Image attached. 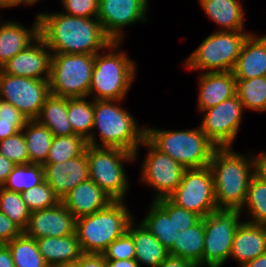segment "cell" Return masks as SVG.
I'll list each match as a JSON object with an SVG mask.
<instances>
[{
	"mask_svg": "<svg viewBox=\"0 0 266 267\" xmlns=\"http://www.w3.org/2000/svg\"><path fill=\"white\" fill-rule=\"evenodd\" d=\"M123 201H112L105 208L76 219L75 233L83 253L102 254L107 247L128 230L133 221Z\"/></svg>",
	"mask_w": 266,
	"mask_h": 267,
	"instance_id": "cell-5",
	"label": "cell"
},
{
	"mask_svg": "<svg viewBox=\"0 0 266 267\" xmlns=\"http://www.w3.org/2000/svg\"><path fill=\"white\" fill-rule=\"evenodd\" d=\"M15 165L16 164L7 159L4 155L0 154V187L6 182Z\"/></svg>",
	"mask_w": 266,
	"mask_h": 267,
	"instance_id": "cell-47",
	"label": "cell"
},
{
	"mask_svg": "<svg viewBox=\"0 0 266 267\" xmlns=\"http://www.w3.org/2000/svg\"><path fill=\"white\" fill-rule=\"evenodd\" d=\"M0 211L22 231L26 229L31 212L19 192L9 191L0 187Z\"/></svg>",
	"mask_w": 266,
	"mask_h": 267,
	"instance_id": "cell-37",
	"label": "cell"
},
{
	"mask_svg": "<svg viewBox=\"0 0 266 267\" xmlns=\"http://www.w3.org/2000/svg\"><path fill=\"white\" fill-rule=\"evenodd\" d=\"M122 41H111L108 53L95 54V64L88 97L93 100H123L136 78V64L119 50Z\"/></svg>",
	"mask_w": 266,
	"mask_h": 267,
	"instance_id": "cell-4",
	"label": "cell"
},
{
	"mask_svg": "<svg viewBox=\"0 0 266 267\" xmlns=\"http://www.w3.org/2000/svg\"><path fill=\"white\" fill-rule=\"evenodd\" d=\"M87 141L80 135L54 136L44 163H59L81 155Z\"/></svg>",
	"mask_w": 266,
	"mask_h": 267,
	"instance_id": "cell-36",
	"label": "cell"
},
{
	"mask_svg": "<svg viewBox=\"0 0 266 267\" xmlns=\"http://www.w3.org/2000/svg\"><path fill=\"white\" fill-rule=\"evenodd\" d=\"M19 131L21 130L14 124V121L0 119V141L15 135Z\"/></svg>",
	"mask_w": 266,
	"mask_h": 267,
	"instance_id": "cell-48",
	"label": "cell"
},
{
	"mask_svg": "<svg viewBox=\"0 0 266 267\" xmlns=\"http://www.w3.org/2000/svg\"><path fill=\"white\" fill-rule=\"evenodd\" d=\"M43 181L44 169L42 164H18L14 166L2 187L9 191L22 193Z\"/></svg>",
	"mask_w": 266,
	"mask_h": 267,
	"instance_id": "cell-35",
	"label": "cell"
},
{
	"mask_svg": "<svg viewBox=\"0 0 266 267\" xmlns=\"http://www.w3.org/2000/svg\"><path fill=\"white\" fill-rule=\"evenodd\" d=\"M251 33L215 31L185 59V68L204 72L232 71L242 45Z\"/></svg>",
	"mask_w": 266,
	"mask_h": 267,
	"instance_id": "cell-8",
	"label": "cell"
},
{
	"mask_svg": "<svg viewBox=\"0 0 266 267\" xmlns=\"http://www.w3.org/2000/svg\"><path fill=\"white\" fill-rule=\"evenodd\" d=\"M76 218L59 202L56 206L30 213L29 222L23 231L34 239L65 237L75 234Z\"/></svg>",
	"mask_w": 266,
	"mask_h": 267,
	"instance_id": "cell-17",
	"label": "cell"
},
{
	"mask_svg": "<svg viewBox=\"0 0 266 267\" xmlns=\"http://www.w3.org/2000/svg\"><path fill=\"white\" fill-rule=\"evenodd\" d=\"M0 154L16 165L29 163L28 149L22 130L0 141Z\"/></svg>",
	"mask_w": 266,
	"mask_h": 267,
	"instance_id": "cell-40",
	"label": "cell"
},
{
	"mask_svg": "<svg viewBox=\"0 0 266 267\" xmlns=\"http://www.w3.org/2000/svg\"><path fill=\"white\" fill-rule=\"evenodd\" d=\"M29 163L43 164L48 156L53 134L37 120H28L23 128Z\"/></svg>",
	"mask_w": 266,
	"mask_h": 267,
	"instance_id": "cell-30",
	"label": "cell"
},
{
	"mask_svg": "<svg viewBox=\"0 0 266 267\" xmlns=\"http://www.w3.org/2000/svg\"><path fill=\"white\" fill-rule=\"evenodd\" d=\"M87 97H67V116L75 134L87 140L94 124L93 99Z\"/></svg>",
	"mask_w": 266,
	"mask_h": 267,
	"instance_id": "cell-31",
	"label": "cell"
},
{
	"mask_svg": "<svg viewBox=\"0 0 266 267\" xmlns=\"http://www.w3.org/2000/svg\"><path fill=\"white\" fill-rule=\"evenodd\" d=\"M107 267H140L135 259L107 260Z\"/></svg>",
	"mask_w": 266,
	"mask_h": 267,
	"instance_id": "cell-51",
	"label": "cell"
},
{
	"mask_svg": "<svg viewBox=\"0 0 266 267\" xmlns=\"http://www.w3.org/2000/svg\"><path fill=\"white\" fill-rule=\"evenodd\" d=\"M23 231L0 211V244H6L19 236Z\"/></svg>",
	"mask_w": 266,
	"mask_h": 267,
	"instance_id": "cell-44",
	"label": "cell"
},
{
	"mask_svg": "<svg viewBox=\"0 0 266 267\" xmlns=\"http://www.w3.org/2000/svg\"><path fill=\"white\" fill-rule=\"evenodd\" d=\"M95 55L52 53L50 94L60 97H88Z\"/></svg>",
	"mask_w": 266,
	"mask_h": 267,
	"instance_id": "cell-9",
	"label": "cell"
},
{
	"mask_svg": "<svg viewBox=\"0 0 266 267\" xmlns=\"http://www.w3.org/2000/svg\"><path fill=\"white\" fill-rule=\"evenodd\" d=\"M129 224L127 232L132 236L135 246V260L149 267H158L168 256L169 252L156 237L140 222Z\"/></svg>",
	"mask_w": 266,
	"mask_h": 267,
	"instance_id": "cell-24",
	"label": "cell"
},
{
	"mask_svg": "<svg viewBox=\"0 0 266 267\" xmlns=\"http://www.w3.org/2000/svg\"><path fill=\"white\" fill-rule=\"evenodd\" d=\"M158 267H198L192 261L169 255Z\"/></svg>",
	"mask_w": 266,
	"mask_h": 267,
	"instance_id": "cell-46",
	"label": "cell"
},
{
	"mask_svg": "<svg viewBox=\"0 0 266 267\" xmlns=\"http://www.w3.org/2000/svg\"><path fill=\"white\" fill-rule=\"evenodd\" d=\"M209 167L218 209L241 210L251 178L257 172V154L244 155L232 147L217 148Z\"/></svg>",
	"mask_w": 266,
	"mask_h": 267,
	"instance_id": "cell-2",
	"label": "cell"
},
{
	"mask_svg": "<svg viewBox=\"0 0 266 267\" xmlns=\"http://www.w3.org/2000/svg\"><path fill=\"white\" fill-rule=\"evenodd\" d=\"M146 138L185 169L209 166L213 153L218 148L199 126L187 130H164L146 126Z\"/></svg>",
	"mask_w": 266,
	"mask_h": 267,
	"instance_id": "cell-6",
	"label": "cell"
},
{
	"mask_svg": "<svg viewBox=\"0 0 266 267\" xmlns=\"http://www.w3.org/2000/svg\"><path fill=\"white\" fill-rule=\"evenodd\" d=\"M121 101L123 100H93L94 124L92 134L86 141L96 147L127 150L137 160L138 149L146 138V127L137 124L134 116L119 105ZM96 129L98 134L94 133Z\"/></svg>",
	"mask_w": 266,
	"mask_h": 267,
	"instance_id": "cell-3",
	"label": "cell"
},
{
	"mask_svg": "<svg viewBox=\"0 0 266 267\" xmlns=\"http://www.w3.org/2000/svg\"><path fill=\"white\" fill-rule=\"evenodd\" d=\"M149 0H99L97 19L112 41H123L127 26L146 22Z\"/></svg>",
	"mask_w": 266,
	"mask_h": 267,
	"instance_id": "cell-15",
	"label": "cell"
},
{
	"mask_svg": "<svg viewBox=\"0 0 266 267\" xmlns=\"http://www.w3.org/2000/svg\"><path fill=\"white\" fill-rule=\"evenodd\" d=\"M266 253V225L242 220L235 232L229 258L242 267L247 262Z\"/></svg>",
	"mask_w": 266,
	"mask_h": 267,
	"instance_id": "cell-19",
	"label": "cell"
},
{
	"mask_svg": "<svg viewBox=\"0 0 266 267\" xmlns=\"http://www.w3.org/2000/svg\"><path fill=\"white\" fill-rule=\"evenodd\" d=\"M35 240L39 252L50 267L76 261L83 254L76 233L65 237H44Z\"/></svg>",
	"mask_w": 266,
	"mask_h": 267,
	"instance_id": "cell-26",
	"label": "cell"
},
{
	"mask_svg": "<svg viewBox=\"0 0 266 267\" xmlns=\"http://www.w3.org/2000/svg\"><path fill=\"white\" fill-rule=\"evenodd\" d=\"M140 146L148 149L141 164L140 182L154 189L153 201L169 197L180 184L185 168L158 150L147 138Z\"/></svg>",
	"mask_w": 266,
	"mask_h": 267,
	"instance_id": "cell-13",
	"label": "cell"
},
{
	"mask_svg": "<svg viewBox=\"0 0 266 267\" xmlns=\"http://www.w3.org/2000/svg\"><path fill=\"white\" fill-rule=\"evenodd\" d=\"M236 94L244 109L257 112L266 111V78L255 77L247 80H236Z\"/></svg>",
	"mask_w": 266,
	"mask_h": 267,
	"instance_id": "cell-34",
	"label": "cell"
},
{
	"mask_svg": "<svg viewBox=\"0 0 266 267\" xmlns=\"http://www.w3.org/2000/svg\"><path fill=\"white\" fill-rule=\"evenodd\" d=\"M241 214L238 209H216L204 218L202 266L222 267L226 263Z\"/></svg>",
	"mask_w": 266,
	"mask_h": 267,
	"instance_id": "cell-10",
	"label": "cell"
},
{
	"mask_svg": "<svg viewBox=\"0 0 266 267\" xmlns=\"http://www.w3.org/2000/svg\"><path fill=\"white\" fill-rule=\"evenodd\" d=\"M243 210L251 217L247 218L248 222L266 225V181L257 172L249 182L246 199L240 211Z\"/></svg>",
	"mask_w": 266,
	"mask_h": 267,
	"instance_id": "cell-33",
	"label": "cell"
},
{
	"mask_svg": "<svg viewBox=\"0 0 266 267\" xmlns=\"http://www.w3.org/2000/svg\"><path fill=\"white\" fill-rule=\"evenodd\" d=\"M232 72L236 80L266 76V35L247 37Z\"/></svg>",
	"mask_w": 266,
	"mask_h": 267,
	"instance_id": "cell-22",
	"label": "cell"
},
{
	"mask_svg": "<svg viewBox=\"0 0 266 267\" xmlns=\"http://www.w3.org/2000/svg\"><path fill=\"white\" fill-rule=\"evenodd\" d=\"M0 21V68L39 36V16L31 28L18 21Z\"/></svg>",
	"mask_w": 266,
	"mask_h": 267,
	"instance_id": "cell-23",
	"label": "cell"
},
{
	"mask_svg": "<svg viewBox=\"0 0 266 267\" xmlns=\"http://www.w3.org/2000/svg\"><path fill=\"white\" fill-rule=\"evenodd\" d=\"M54 267H78V259L73 262L62 263Z\"/></svg>",
	"mask_w": 266,
	"mask_h": 267,
	"instance_id": "cell-54",
	"label": "cell"
},
{
	"mask_svg": "<svg viewBox=\"0 0 266 267\" xmlns=\"http://www.w3.org/2000/svg\"><path fill=\"white\" fill-rule=\"evenodd\" d=\"M102 254L106 260L135 259V246L132 236L126 232L114 240Z\"/></svg>",
	"mask_w": 266,
	"mask_h": 267,
	"instance_id": "cell-41",
	"label": "cell"
},
{
	"mask_svg": "<svg viewBox=\"0 0 266 267\" xmlns=\"http://www.w3.org/2000/svg\"><path fill=\"white\" fill-rule=\"evenodd\" d=\"M149 211L145 218L140 221L166 248L170 249L176 237L178 230L173 222V215H168L155 201L149 205Z\"/></svg>",
	"mask_w": 266,
	"mask_h": 267,
	"instance_id": "cell-29",
	"label": "cell"
},
{
	"mask_svg": "<svg viewBox=\"0 0 266 267\" xmlns=\"http://www.w3.org/2000/svg\"><path fill=\"white\" fill-rule=\"evenodd\" d=\"M15 267H50L38 250L36 240L22 232L7 242Z\"/></svg>",
	"mask_w": 266,
	"mask_h": 267,
	"instance_id": "cell-32",
	"label": "cell"
},
{
	"mask_svg": "<svg viewBox=\"0 0 266 267\" xmlns=\"http://www.w3.org/2000/svg\"><path fill=\"white\" fill-rule=\"evenodd\" d=\"M0 119L14 121V124L23 130L28 119L11 103L0 99Z\"/></svg>",
	"mask_w": 266,
	"mask_h": 267,
	"instance_id": "cell-43",
	"label": "cell"
},
{
	"mask_svg": "<svg viewBox=\"0 0 266 267\" xmlns=\"http://www.w3.org/2000/svg\"><path fill=\"white\" fill-rule=\"evenodd\" d=\"M168 215H173V222L178 231H186L196 225L202 217L193 211L174 204L168 197L155 201Z\"/></svg>",
	"mask_w": 266,
	"mask_h": 267,
	"instance_id": "cell-39",
	"label": "cell"
},
{
	"mask_svg": "<svg viewBox=\"0 0 266 267\" xmlns=\"http://www.w3.org/2000/svg\"><path fill=\"white\" fill-rule=\"evenodd\" d=\"M85 152L89 179L104 190L113 201H123L130 187L124 164L134 162V154L121 148L96 147L89 144Z\"/></svg>",
	"mask_w": 266,
	"mask_h": 267,
	"instance_id": "cell-7",
	"label": "cell"
},
{
	"mask_svg": "<svg viewBox=\"0 0 266 267\" xmlns=\"http://www.w3.org/2000/svg\"><path fill=\"white\" fill-rule=\"evenodd\" d=\"M36 120L47 127L53 136L75 135L67 116V97L50 94Z\"/></svg>",
	"mask_w": 266,
	"mask_h": 267,
	"instance_id": "cell-28",
	"label": "cell"
},
{
	"mask_svg": "<svg viewBox=\"0 0 266 267\" xmlns=\"http://www.w3.org/2000/svg\"><path fill=\"white\" fill-rule=\"evenodd\" d=\"M112 201L109 195L91 179L78 184L61 200L76 219L91 215L105 208Z\"/></svg>",
	"mask_w": 266,
	"mask_h": 267,
	"instance_id": "cell-20",
	"label": "cell"
},
{
	"mask_svg": "<svg viewBox=\"0 0 266 267\" xmlns=\"http://www.w3.org/2000/svg\"><path fill=\"white\" fill-rule=\"evenodd\" d=\"M49 95V79L7 75L0 70V99L11 103L28 120L38 118Z\"/></svg>",
	"mask_w": 266,
	"mask_h": 267,
	"instance_id": "cell-12",
	"label": "cell"
},
{
	"mask_svg": "<svg viewBox=\"0 0 266 267\" xmlns=\"http://www.w3.org/2000/svg\"><path fill=\"white\" fill-rule=\"evenodd\" d=\"M237 94L217 106L203 110L202 132L218 147H232L239 132L244 111Z\"/></svg>",
	"mask_w": 266,
	"mask_h": 267,
	"instance_id": "cell-14",
	"label": "cell"
},
{
	"mask_svg": "<svg viewBox=\"0 0 266 267\" xmlns=\"http://www.w3.org/2000/svg\"><path fill=\"white\" fill-rule=\"evenodd\" d=\"M204 237V218H202L186 231H178L176 241L168 250L169 255L190 260L196 266L202 267Z\"/></svg>",
	"mask_w": 266,
	"mask_h": 267,
	"instance_id": "cell-27",
	"label": "cell"
},
{
	"mask_svg": "<svg viewBox=\"0 0 266 267\" xmlns=\"http://www.w3.org/2000/svg\"><path fill=\"white\" fill-rule=\"evenodd\" d=\"M61 3L67 15L97 18L99 0H62Z\"/></svg>",
	"mask_w": 266,
	"mask_h": 267,
	"instance_id": "cell-42",
	"label": "cell"
},
{
	"mask_svg": "<svg viewBox=\"0 0 266 267\" xmlns=\"http://www.w3.org/2000/svg\"><path fill=\"white\" fill-rule=\"evenodd\" d=\"M44 180L62 198L81 182L89 179L86 152L59 163H43Z\"/></svg>",
	"mask_w": 266,
	"mask_h": 267,
	"instance_id": "cell-18",
	"label": "cell"
},
{
	"mask_svg": "<svg viewBox=\"0 0 266 267\" xmlns=\"http://www.w3.org/2000/svg\"><path fill=\"white\" fill-rule=\"evenodd\" d=\"M257 173L266 181V152L257 154Z\"/></svg>",
	"mask_w": 266,
	"mask_h": 267,
	"instance_id": "cell-52",
	"label": "cell"
},
{
	"mask_svg": "<svg viewBox=\"0 0 266 267\" xmlns=\"http://www.w3.org/2000/svg\"><path fill=\"white\" fill-rule=\"evenodd\" d=\"M39 2L38 0H0V9H7L11 7L19 6L20 4H24L25 6L35 5V3Z\"/></svg>",
	"mask_w": 266,
	"mask_h": 267,
	"instance_id": "cell-50",
	"label": "cell"
},
{
	"mask_svg": "<svg viewBox=\"0 0 266 267\" xmlns=\"http://www.w3.org/2000/svg\"><path fill=\"white\" fill-rule=\"evenodd\" d=\"M174 204L205 218L217 208L214 179L209 166L185 169L180 184L168 197Z\"/></svg>",
	"mask_w": 266,
	"mask_h": 267,
	"instance_id": "cell-11",
	"label": "cell"
},
{
	"mask_svg": "<svg viewBox=\"0 0 266 267\" xmlns=\"http://www.w3.org/2000/svg\"><path fill=\"white\" fill-rule=\"evenodd\" d=\"M0 267H15L11 251L6 244H0Z\"/></svg>",
	"mask_w": 266,
	"mask_h": 267,
	"instance_id": "cell-49",
	"label": "cell"
},
{
	"mask_svg": "<svg viewBox=\"0 0 266 267\" xmlns=\"http://www.w3.org/2000/svg\"><path fill=\"white\" fill-rule=\"evenodd\" d=\"M20 194L30 212L51 208L61 202L45 180Z\"/></svg>",
	"mask_w": 266,
	"mask_h": 267,
	"instance_id": "cell-38",
	"label": "cell"
},
{
	"mask_svg": "<svg viewBox=\"0 0 266 267\" xmlns=\"http://www.w3.org/2000/svg\"><path fill=\"white\" fill-rule=\"evenodd\" d=\"M38 16L39 35L52 53L95 55L112 41L97 18L75 17L63 11Z\"/></svg>",
	"mask_w": 266,
	"mask_h": 267,
	"instance_id": "cell-1",
	"label": "cell"
},
{
	"mask_svg": "<svg viewBox=\"0 0 266 267\" xmlns=\"http://www.w3.org/2000/svg\"><path fill=\"white\" fill-rule=\"evenodd\" d=\"M242 267H266V253L247 262Z\"/></svg>",
	"mask_w": 266,
	"mask_h": 267,
	"instance_id": "cell-53",
	"label": "cell"
},
{
	"mask_svg": "<svg viewBox=\"0 0 266 267\" xmlns=\"http://www.w3.org/2000/svg\"><path fill=\"white\" fill-rule=\"evenodd\" d=\"M208 18L219 25L217 31H245V12L238 0H199Z\"/></svg>",
	"mask_w": 266,
	"mask_h": 267,
	"instance_id": "cell-25",
	"label": "cell"
},
{
	"mask_svg": "<svg viewBox=\"0 0 266 267\" xmlns=\"http://www.w3.org/2000/svg\"><path fill=\"white\" fill-rule=\"evenodd\" d=\"M52 52L39 35L31 44L7 61L0 70L7 75L49 79Z\"/></svg>",
	"mask_w": 266,
	"mask_h": 267,
	"instance_id": "cell-16",
	"label": "cell"
},
{
	"mask_svg": "<svg viewBox=\"0 0 266 267\" xmlns=\"http://www.w3.org/2000/svg\"><path fill=\"white\" fill-rule=\"evenodd\" d=\"M78 267H107V260L103 254L83 253L78 258Z\"/></svg>",
	"mask_w": 266,
	"mask_h": 267,
	"instance_id": "cell-45",
	"label": "cell"
},
{
	"mask_svg": "<svg viewBox=\"0 0 266 267\" xmlns=\"http://www.w3.org/2000/svg\"><path fill=\"white\" fill-rule=\"evenodd\" d=\"M198 79L197 109L200 113L236 95V79L232 71L201 72Z\"/></svg>",
	"mask_w": 266,
	"mask_h": 267,
	"instance_id": "cell-21",
	"label": "cell"
}]
</instances>
